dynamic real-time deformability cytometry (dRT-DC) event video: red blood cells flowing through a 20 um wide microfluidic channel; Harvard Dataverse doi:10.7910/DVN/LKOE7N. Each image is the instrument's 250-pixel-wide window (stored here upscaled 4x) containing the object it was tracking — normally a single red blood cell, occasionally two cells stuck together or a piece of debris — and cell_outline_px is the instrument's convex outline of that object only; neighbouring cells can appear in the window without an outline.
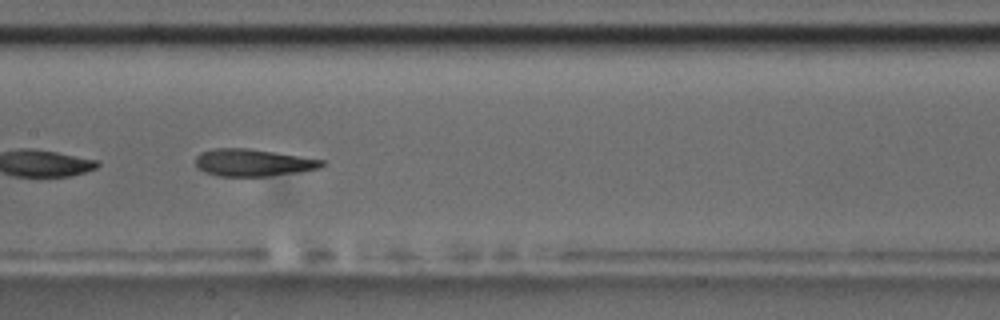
{"species": "common noctule bat (a hibernating species)", "species_latin": "Nyctalus noctula", "temperature_condition": "room temperature", "stored_images_in_passage": 10, "camera_frame_rate_fps": 3000, "um_per_image_px": 0.085, "animal": {"sex": "male", "body_mass_g": 17.5, "forearm_length_mm": 52.3}, "frame": {"image": 1, "passage_image": 7, "time_ms": 7.0, "image_size_px": [1000, 320], "cell_outline_px": [[324, 164], [320, 168], [296, 172], [268, 176], [216, 176], [204, 172], [196, 164], [196, 156], [200, 152], [216, 148], [248, 148], [324, 160]], "centroid_in_image_um": [21.47, 13.82], "position_along_channel_um": 185.9, "area_um2": 19.83}}